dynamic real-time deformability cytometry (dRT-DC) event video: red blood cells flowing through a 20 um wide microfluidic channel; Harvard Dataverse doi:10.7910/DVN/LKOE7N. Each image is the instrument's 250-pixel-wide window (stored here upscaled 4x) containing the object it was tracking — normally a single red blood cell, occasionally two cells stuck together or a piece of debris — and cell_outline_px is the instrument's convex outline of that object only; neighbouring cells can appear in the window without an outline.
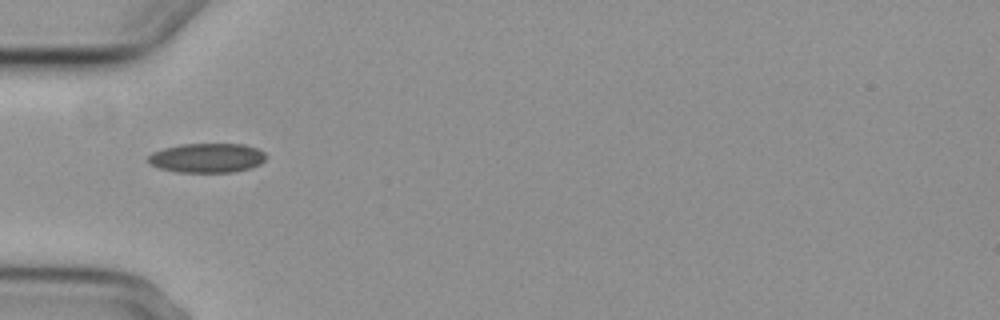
{"species": "common noctule bat (a hibernating species)", "species_latin": "Nyctalus noctula", "temperature_condition": "cold", "stored_images_in_passage": 7, "camera_frame_rate_fps": 3000, "um_per_image_px": 0.085, "animal": {"sex": "female", "body_mass_g": 29.2, "forearm_length_mm": 56.3}, "frame": {"image": 1, "passage_image": 2, "time_ms": 2.333, "image_size_px": [1000, 320], "cell_outline_px": [[264, 160], [260, 164], [252, 168], [236, 172], [176, 172], [160, 168], [152, 164], [148, 160], [148, 156], [152, 152], [164, 148], [180, 144], [244, 144], [256, 148], [264, 152]], "centroid_in_image_um": [17.61, 13.42], "position_along_channel_um": 67.4, "area_um2": 20.17}}
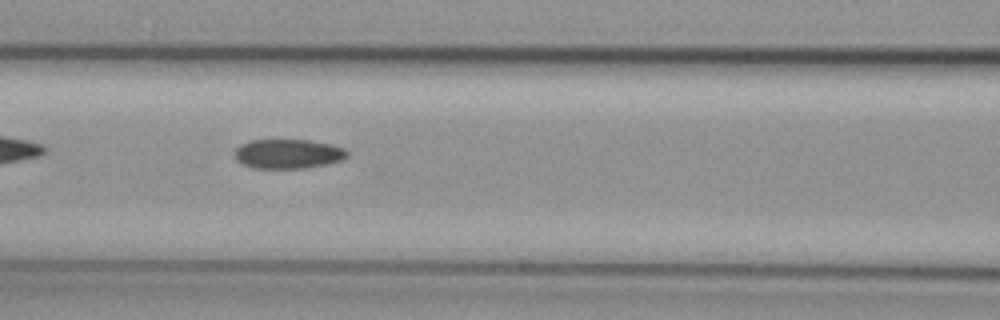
{"frame": {"image": 2, "passage_image": 4, "time_ms": 4.333, "image_size_px": [1000, 320], "cell_outline_px": [[348, 156], [344, 160], [328, 164], [304, 168], [252, 168], [240, 164], [236, 160], [236, 148], [240, 144], [248, 140], [308, 140], [332, 144], [344, 148], [348, 152]], "centroid_in_image_um": [24.5, 13.08], "position_along_channel_um": 142.1, "area_um2": 19.54}}
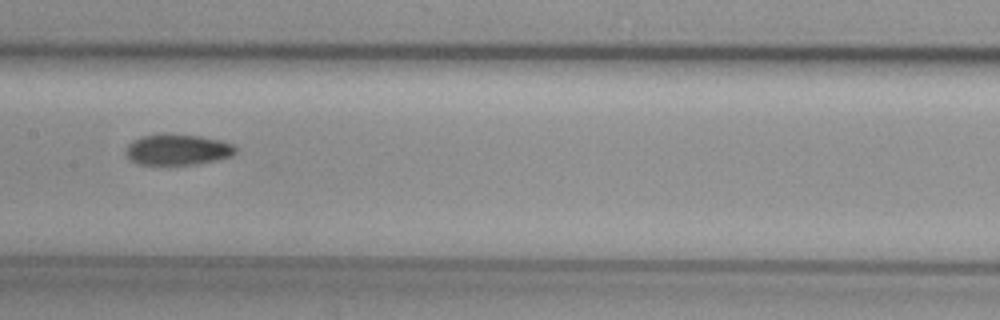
{"frame": {"image": 3, "passage_image": 5, "time_ms": 5.667, "image_size_px": [1000, 320], "cell_outline_px": [[236, 152], [232, 156], [216, 160], [196, 164], [136, 164], [128, 160], [124, 156], [124, 148], [132, 140], [140, 136], [160, 132], [164, 132], [200, 136], [220, 140], [232, 144], [236, 148]], "centroid_in_image_um": [15.0, 12.69], "position_along_channel_um": 192.4, "area_um2": 20.35}}